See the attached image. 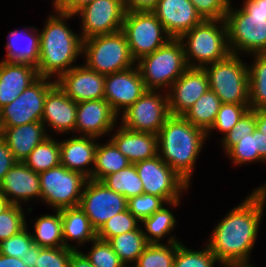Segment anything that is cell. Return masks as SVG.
Returning a JSON list of instances; mask_svg holds the SVG:
<instances>
[{"mask_svg":"<svg viewBox=\"0 0 266 267\" xmlns=\"http://www.w3.org/2000/svg\"><path fill=\"white\" fill-rule=\"evenodd\" d=\"M266 183L256 186L214 226L206 245L221 265L252 264L261 220L266 208Z\"/></svg>","mask_w":266,"mask_h":267,"instance_id":"1","label":"cell"},{"mask_svg":"<svg viewBox=\"0 0 266 267\" xmlns=\"http://www.w3.org/2000/svg\"><path fill=\"white\" fill-rule=\"evenodd\" d=\"M53 12L39 30L40 57L37 72L39 76L57 80L75 67L76 60L82 57L83 39L79 32L73 31L66 23L75 15L59 10Z\"/></svg>","mask_w":266,"mask_h":267,"instance_id":"2","label":"cell"},{"mask_svg":"<svg viewBox=\"0 0 266 267\" xmlns=\"http://www.w3.org/2000/svg\"><path fill=\"white\" fill-rule=\"evenodd\" d=\"M207 140L203 129L182 115H170L157 134L158 155L191 186L195 164Z\"/></svg>","mask_w":266,"mask_h":267,"instance_id":"3","label":"cell"},{"mask_svg":"<svg viewBox=\"0 0 266 267\" xmlns=\"http://www.w3.org/2000/svg\"><path fill=\"white\" fill-rule=\"evenodd\" d=\"M179 39L189 67L203 68L231 54L225 20H204Z\"/></svg>","mask_w":266,"mask_h":267,"instance_id":"4","label":"cell"},{"mask_svg":"<svg viewBox=\"0 0 266 267\" xmlns=\"http://www.w3.org/2000/svg\"><path fill=\"white\" fill-rule=\"evenodd\" d=\"M136 65L147 90L165 92L189 68L179 38H172L153 53L141 57Z\"/></svg>","mask_w":266,"mask_h":267,"instance_id":"5","label":"cell"},{"mask_svg":"<svg viewBox=\"0 0 266 267\" xmlns=\"http://www.w3.org/2000/svg\"><path fill=\"white\" fill-rule=\"evenodd\" d=\"M82 58L89 69L103 75L124 71L136 65L122 30L83 40Z\"/></svg>","mask_w":266,"mask_h":267,"instance_id":"6","label":"cell"},{"mask_svg":"<svg viewBox=\"0 0 266 267\" xmlns=\"http://www.w3.org/2000/svg\"><path fill=\"white\" fill-rule=\"evenodd\" d=\"M243 57L231 53L225 59L203 67L210 90L219 97L221 103L249 104L248 62L242 60Z\"/></svg>","mask_w":266,"mask_h":267,"instance_id":"7","label":"cell"},{"mask_svg":"<svg viewBox=\"0 0 266 267\" xmlns=\"http://www.w3.org/2000/svg\"><path fill=\"white\" fill-rule=\"evenodd\" d=\"M232 4L225 16L231 53L246 56L266 53V16L248 14Z\"/></svg>","mask_w":266,"mask_h":267,"instance_id":"8","label":"cell"},{"mask_svg":"<svg viewBox=\"0 0 266 267\" xmlns=\"http://www.w3.org/2000/svg\"><path fill=\"white\" fill-rule=\"evenodd\" d=\"M41 202L53 210L79 206L88 180L83 174L61 164L39 173Z\"/></svg>","mask_w":266,"mask_h":267,"instance_id":"9","label":"cell"},{"mask_svg":"<svg viewBox=\"0 0 266 267\" xmlns=\"http://www.w3.org/2000/svg\"><path fill=\"white\" fill-rule=\"evenodd\" d=\"M122 31L135 61L172 39L156 15L149 11H126Z\"/></svg>","mask_w":266,"mask_h":267,"instance_id":"10","label":"cell"},{"mask_svg":"<svg viewBox=\"0 0 266 267\" xmlns=\"http://www.w3.org/2000/svg\"><path fill=\"white\" fill-rule=\"evenodd\" d=\"M170 115L167 92L147 90L119 115L118 124L132 131L157 135Z\"/></svg>","mask_w":266,"mask_h":267,"instance_id":"11","label":"cell"},{"mask_svg":"<svg viewBox=\"0 0 266 267\" xmlns=\"http://www.w3.org/2000/svg\"><path fill=\"white\" fill-rule=\"evenodd\" d=\"M144 193L163 198L167 203L182 199L191 187L159 155L134 163Z\"/></svg>","mask_w":266,"mask_h":267,"instance_id":"12","label":"cell"},{"mask_svg":"<svg viewBox=\"0 0 266 267\" xmlns=\"http://www.w3.org/2000/svg\"><path fill=\"white\" fill-rule=\"evenodd\" d=\"M56 80L39 76L13 102L1 108L4 127H16L42 120L47 92Z\"/></svg>","mask_w":266,"mask_h":267,"instance_id":"13","label":"cell"},{"mask_svg":"<svg viewBox=\"0 0 266 267\" xmlns=\"http://www.w3.org/2000/svg\"><path fill=\"white\" fill-rule=\"evenodd\" d=\"M79 207L98 231L108 219L127 210V199L109 189L102 181L88 179Z\"/></svg>","mask_w":266,"mask_h":267,"instance_id":"14","label":"cell"},{"mask_svg":"<svg viewBox=\"0 0 266 267\" xmlns=\"http://www.w3.org/2000/svg\"><path fill=\"white\" fill-rule=\"evenodd\" d=\"M125 12L123 0H93L75 14L82 39L122 30Z\"/></svg>","mask_w":266,"mask_h":267,"instance_id":"15","label":"cell"},{"mask_svg":"<svg viewBox=\"0 0 266 267\" xmlns=\"http://www.w3.org/2000/svg\"><path fill=\"white\" fill-rule=\"evenodd\" d=\"M147 91L137 65L105 75L104 99L119 116Z\"/></svg>","mask_w":266,"mask_h":267,"instance_id":"16","label":"cell"},{"mask_svg":"<svg viewBox=\"0 0 266 267\" xmlns=\"http://www.w3.org/2000/svg\"><path fill=\"white\" fill-rule=\"evenodd\" d=\"M119 116L105 99L77 103L75 135L102 138L118 125ZM80 133V134H79Z\"/></svg>","mask_w":266,"mask_h":267,"instance_id":"17","label":"cell"},{"mask_svg":"<svg viewBox=\"0 0 266 267\" xmlns=\"http://www.w3.org/2000/svg\"><path fill=\"white\" fill-rule=\"evenodd\" d=\"M210 89L204 68L189 67L167 90L171 115H183Z\"/></svg>","mask_w":266,"mask_h":267,"instance_id":"18","label":"cell"},{"mask_svg":"<svg viewBox=\"0 0 266 267\" xmlns=\"http://www.w3.org/2000/svg\"><path fill=\"white\" fill-rule=\"evenodd\" d=\"M77 103L74 102L56 83L46 95L41 122L48 135L51 132L75 135Z\"/></svg>","mask_w":266,"mask_h":267,"instance_id":"19","label":"cell"},{"mask_svg":"<svg viewBox=\"0 0 266 267\" xmlns=\"http://www.w3.org/2000/svg\"><path fill=\"white\" fill-rule=\"evenodd\" d=\"M56 83L76 103L104 99L105 75L89 69L84 63L63 73Z\"/></svg>","mask_w":266,"mask_h":267,"instance_id":"20","label":"cell"},{"mask_svg":"<svg viewBox=\"0 0 266 267\" xmlns=\"http://www.w3.org/2000/svg\"><path fill=\"white\" fill-rule=\"evenodd\" d=\"M0 192L13 205H27L33 199L39 202L41 201L39 173L18 161L0 182Z\"/></svg>","mask_w":266,"mask_h":267,"instance_id":"21","label":"cell"},{"mask_svg":"<svg viewBox=\"0 0 266 267\" xmlns=\"http://www.w3.org/2000/svg\"><path fill=\"white\" fill-rule=\"evenodd\" d=\"M152 12L172 38H180L204 21L190 0H159Z\"/></svg>","mask_w":266,"mask_h":267,"instance_id":"22","label":"cell"},{"mask_svg":"<svg viewBox=\"0 0 266 267\" xmlns=\"http://www.w3.org/2000/svg\"><path fill=\"white\" fill-rule=\"evenodd\" d=\"M98 139L77 134L69 139H59L61 165L92 179Z\"/></svg>","mask_w":266,"mask_h":267,"instance_id":"23","label":"cell"},{"mask_svg":"<svg viewBox=\"0 0 266 267\" xmlns=\"http://www.w3.org/2000/svg\"><path fill=\"white\" fill-rule=\"evenodd\" d=\"M110 139L132 164L158 155L156 134L132 131L119 124Z\"/></svg>","mask_w":266,"mask_h":267,"instance_id":"24","label":"cell"},{"mask_svg":"<svg viewBox=\"0 0 266 267\" xmlns=\"http://www.w3.org/2000/svg\"><path fill=\"white\" fill-rule=\"evenodd\" d=\"M6 57L3 61L38 67L40 57V33L35 26L9 31Z\"/></svg>","mask_w":266,"mask_h":267,"instance_id":"25","label":"cell"},{"mask_svg":"<svg viewBox=\"0 0 266 267\" xmlns=\"http://www.w3.org/2000/svg\"><path fill=\"white\" fill-rule=\"evenodd\" d=\"M38 77L33 66L0 60V108L13 102Z\"/></svg>","mask_w":266,"mask_h":267,"instance_id":"26","label":"cell"},{"mask_svg":"<svg viewBox=\"0 0 266 267\" xmlns=\"http://www.w3.org/2000/svg\"><path fill=\"white\" fill-rule=\"evenodd\" d=\"M49 135L41 121L16 127H4L3 140L17 161L23 162L31 151Z\"/></svg>","mask_w":266,"mask_h":267,"instance_id":"27","label":"cell"},{"mask_svg":"<svg viewBox=\"0 0 266 267\" xmlns=\"http://www.w3.org/2000/svg\"><path fill=\"white\" fill-rule=\"evenodd\" d=\"M60 211L64 247L78 251L81 250V246H85L97 238V231L79 206ZM71 241H74L75 244H71Z\"/></svg>","mask_w":266,"mask_h":267,"instance_id":"28","label":"cell"},{"mask_svg":"<svg viewBox=\"0 0 266 267\" xmlns=\"http://www.w3.org/2000/svg\"><path fill=\"white\" fill-rule=\"evenodd\" d=\"M181 202V199L169 202L141 222V227L148 243L181 242V239L171 234L177 226V219L172 213L171 208L179 207L178 205H180ZM163 238L165 242H163Z\"/></svg>","mask_w":266,"mask_h":267,"instance_id":"29","label":"cell"},{"mask_svg":"<svg viewBox=\"0 0 266 267\" xmlns=\"http://www.w3.org/2000/svg\"><path fill=\"white\" fill-rule=\"evenodd\" d=\"M53 214H44L30 220L33 230L30 231L34 244L40 247H64L62 235V218L60 210H53ZM36 219V220H33Z\"/></svg>","mask_w":266,"mask_h":267,"instance_id":"30","label":"cell"},{"mask_svg":"<svg viewBox=\"0 0 266 267\" xmlns=\"http://www.w3.org/2000/svg\"><path fill=\"white\" fill-rule=\"evenodd\" d=\"M105 143L98 141L95 155L92 180L102 181L106 176L118 172L132 163L119 151L109 138Z\"/></svg>","mask_w":266,"mask_h":267,"instance_id":"31","label":"cell"},{"mask_svg":"<svg viewBox=\"0 0 266 267\" xmlns=\"http://www.w3.org/2000/svg\"><path fill=\"white\" fill-rule=\"evenodd\" d=\"M108 242L125 267H132L149 244L141 224L135 230L112 237Z\"/></svg>","mask_w":266,"mask_h":267,"instance_id":"32","label":"cell"},{"mask_svg":"<svg viewBox=\"0 0 266 267\" xmlns=\"http://www.w3.org/2000/svg\"><path fill=\"white\" fill-rule=\"evenodd\" d=\"M249 56L254 58L248 64L249 106L251 110L266 109V53Z\"/></svg>","mask_w":266,"mask_h":267,"instance_id":"33","label":"cell"},{"mask_svg":"<svg viewBox=\"0 0 266 267\" xmlns=\"http://www.w3.org/2000/svg\"><path fill=\"white\" fill-rule=\"evenodd\" d=\"M220 105L219 97L209 89L182 116L193 126L207 132L216 119Z\"/></svg>","mask_w":266,"mask_h":267,"instance_id":"34","label":"cell"},{"mask_svg":"<svg viewBox=\"0 0 266 267\" xmlns=\"http://www.w3.org/2000/svg\"><path fill=\"white\" fill-rule=\"evenodd\" d=\"M23 163L37 173L60 165L59 138L57 140L56 136L49 135L31 151Z\"/></svg>","mask_w":266,"mask_h":267,"instance_id":"35","label":"cell"},{"mask_svg":"<svg viewBox=\"0 0 266 267\" xmlns=\"http://www.w3.org/2000/svg\"><path fill=\"white\" fill-rule=\"evenodd\" d=\"M102 182L127 200L144 193L142 180L139 178L135 164L109 174Z\"/></svg>","mask_w":266,"mask_h":267,"instance_id":"36","label":"cell"},{"mask_svg":"<svg viewBox=\"0 0 266 267\" xmlns=\"http://www.w3.org/2000/svg\"><path fill=\"white\" fill-rule=\"evenodd\" d=\"M177 242L149 243L132 267H173Z\"/></svg>","mask_w":266,"mask_h":267,"instance_id":"37","label":"cell"},{"mask_svg":"<svg viewBox=\"0 0 266 267\" xmlns=\"http://www.w3.org/2000/svg\"><path fill=\"white\" fill-rule=\"evenodd\" d=\"M203 249H190L182 242H177L176 256L173 267H215L221 265L215 255L205 244Z\"/></svg>","mask_w":266,"mask_h":267,"instance_id":"38","label":"cell"},{"mask_svg":"<svg viewBox=\"0 0 266 267\" xmlns=\"http://www.w3.org/2000/svg\"><path fill=\"white\" fill-rule=\"evenodd\" d=\"M225 155L235 166L247 165L250 163H266L257 151V128L252 134L241 138L237 144L232 146Z\"/></svg>","mask_w":266,"mask_h":267,"instance_id":"39","label":"cell"},{"mask_svg":"<svg viewBox=\"0 0 266 267\" xmlns=\"http://www.w3.org/2000/svg\"><path fill=\"white\" fill-rule=\"evenodd\" d=\"M249 109V104L221 103L216 119L207 131L208 140L214 130L224 137Z\"/></svg>","mask_w":266,"mask_h":267,"instance_id":"40","label":"cell"},{"mask_svg":"<svg viewBox=\"0 0 266 267\" xmlns=\"http://www.w3.org/2000/svg\"><path fill=\"white\" fill-rule=\"evenodd\" d=\"M140 224L141 222L127 209L108 219L97 231V238L109 241L112 237L135 230Z\"/></svg>","mask_w":266,"mask_h":267,"instance_id":"41","label":"cell"},{"mask_svg":"<svg viewBox=\"0 0 266 267\" xmlns=\"http://www.w3.org/2000/svg\"><path fill=\"white\" fill-rule=\"evenodd\" d=\"M89 249L83 253L94 267H125L108 241L96 238Z\"/></svg>","mask_w":266,"mask_h":267,"instance_id":"42","label":"cell"},{"mask_svg":"<svg viewBox=\"0 0 266 267\" xmlns=\"http://www.w3.org/2000/svg\"><path fill=\"white\" fill-rule=\"evenodd\" d=\"M23 206L11 204L0 214V242L23 230L28 223Z\"/></svg>","mask_w":266,"mask_h":267,"instance_id":"43","label":"cell"},{"mask_svg":"<svg viewBox=\"0 0 266 267\" xmlns=\"http://www.w3.org/2000/svg\"><path fill=\"white\" fill-rule=\"evenodd\" d=\"M256 130V109H249L236 123V125L220 140L221 148L226 153L241 138L252 134Z\"/></svg>","mask_w":266,"mask_h":267,"instance_id":"44","label":"cell"},{"mask_svg":"<svg viewBox=\"0 0 266 267\" xmlns=\"http://www.w3.org/2000/svg\"><path fill=\"white\" fill-rule=\"evenodd\" d=\"M167 202L151 194L143 193L127 200V209L140 222L160 210Z\"/></svg>","mask_w":266,"mask_h":267,"instance_id":"45","label":"cell"},{"mask_svg":"<svg viewBox=\"0 0 266 267\" xmlns=\"http://www.w3.org/2000/svg\"><path fill=\"white\" fill-rule=\"evenodd\" d=\"M27 225L23 230L19 231L14 236L0 242V253L5 256L23 258L27 250L34 244L30 230Z\"/></svg>","mask_w":266,"mask_h":267,"instance_id":"46","label":"cell"},{"mask_svg":"<svg viewBox=\"0 0 266 267\" xmlns=\"http://www.w3.org/2000/svg\"><path fill=\"white\" fill-rule=\"evenodd\" d=\"M74 251L66 247H41L40 254L36 257L35 267H68Z\"/></svg>","mask_w":266,"mask_h":267,"instance_id":"47","label":"cell"},{"mask_svg":"<svg viewBox=\"0 0 266 267\" xmlns=\"http://www.w3.org/2000/svg\"><path fill=\"white\" fill-rule=\"evenodd\" d=\"M204 20H225L231 0H190Z\"/></svg>","mask_w":266,"mask_h":267,"instance_id":"48","label":"cell"},{"mask_svg":"<svg viewBox=\"0 0 266 267\" xmlns=\"http://www.w3.org/2000/svg\"><path fill=\"white\" fill-rule=\"evenodd\" d=\"M18 161L12 155L7 143L0 140V182L5 177L7 172L17 163Z\"/></svg>","mask_w":266,"mask_h":267,"instance_id":"49","label":"cell"},{"mask_svg":"<svg viewBox=\"0 0 266 267\" xmlns=\"http://www.w3.org/2000/svg\"><path fill=\"white\" fill-rule=\"evenodd\" d=\"M159 0H123L125 11H149L152 12Z\"/></svg>","mask_w":266,"mask_h":267,"instance_id":"50","label":"cell"},{"mask_svg":"<svg viewBox=\"0 0 266 267\" xmlns=\"http://www.w3.org/2000/svg\"><path fill=\"white\" fill-rule=\"evenodd\" d=\"M241 7L248 14H261L266 16V0H243Z\"/></svg>","mask_w":266,"mask_h":267,"instance_id":"51","label":"cell"},{"mask_svg":"<svg viewBox=\"0 0 266 267\" xmlns=\"http://www.w3.org/2000/svg\"><path fill=\"white\" fill-rule=\"evenodd\" d=\"M93 0H68L59 11L70 13L75 15L80 9L87 4H90Z\"/></svg>","mask_w":266,"mask_h":267,"instance_id":"52","label":"cell"},{"mask_svg":"<svg viewBox=\"0 0 266 267\" xmlns=\"http://www.w3.org/2000/svg\"><path fill=\"white\" fill-rule=\"evenodd\" d=\"M68 267H94L83 251L76 250L72 253Z\"/></svg>","mask_w":266,"mask_h":267,"instance_id":"53","label":"cell"},{"mask_svg":"<svg viewBox=\"0 0 266 267\" xmlns=\"http://www.w3.org/2000/svg\"><path fill=\"white\" fill-rule=\"evenodd\" d=\"M40 246L37 244H33L29 250H27V253L23 255L22 262L27 266V267H35V261L36 257L39 256L40 254Z\"/></svg>","mask_w":266,"mask_h":267,"instance_id":"54","label":"cell"},{"mask_svg":"<svg viewBox=\"0 0 266 267\" xmlns=\"http://www.w3.org/2000/svg\"><path fill=\"white\" fill-rule=\"evenodd\" d=\"M0 267H27L22 259L0 253Z\"/></svg>","mask_w":266,"mask_h":267,"instance_id":"55","label":"cell"},{"mask_svg":"<svg viewBox=\"0 0 266 267\" xmlns=\"http://www.w3.org/2000/svg\"><path fill=\"white\" fill-rule=\"evenodd\" d=\"M256 128L266 138V109H256Z\"/></svg>","mask_w":266,"mask_h":267,"instance_id":"56","label":"cell"},{"mask_svg":"<svg viewBox=\"0 0 266 267\" xmlns=\"http://www.w3.org/2000/svg\"><path fill=\"white\" fill-rule=\"evenodd\" d=\"M257 151L259 156L266 162V138L264 133L257 129Z\"/></svg>","mask_w":266,"mask_h":267,"instance_id":"57","label":"cell"},{"mask_svg":"<svg viewBox=\"0 0 266 267\" xmlns=\"http://www.w3.org/2000/svg\"><path fill=\"white\" fill-rule=\"evenodd\" d=\"M10 205H11V203L0 192V214L3 213Z\"/></svg>","mask_w":266,"mask_h":267,"instance_id":"58","label":"cell"},{"mask_svg":"<svg viewBox=\"0 0 266 267\" xmlns=\"http://www.w3.org/2000/svg\"><path fill=\"white\" fill-rule=\"evenodd\" d=\"M68 0H53L52 6L54 10H59Z\"/></svg>","mask_w":266,"mask_h":267,"instance_id":"59","label":"cell"},{"mask_svg":"<svg viewBox=\"0 0 266 267\" xmlns=\"http://www.w3.org/2000/svg\"><path fill=\"white\" fill-rule=\"evenodd\" d=\"M220 267H256L253 264H233V265H220Z\"/></svg>","mask_w":266,"mask_h":267,"instance_id":"60","label":"cell"},{"mask_svg":"<svg viewBox=\"0 0 266 267\" xmlns=\"http://www.w3.org/2000/svg\"><path fill=\"white\" fill-rule=\"evenodd\" d=\"M3 131H4V125L2 122V112L0 108V140L3 139Z\"/></svg>","mask_w":266,"mask_h":267,"instance_id":"61","label":"cell"}]
</instances>
